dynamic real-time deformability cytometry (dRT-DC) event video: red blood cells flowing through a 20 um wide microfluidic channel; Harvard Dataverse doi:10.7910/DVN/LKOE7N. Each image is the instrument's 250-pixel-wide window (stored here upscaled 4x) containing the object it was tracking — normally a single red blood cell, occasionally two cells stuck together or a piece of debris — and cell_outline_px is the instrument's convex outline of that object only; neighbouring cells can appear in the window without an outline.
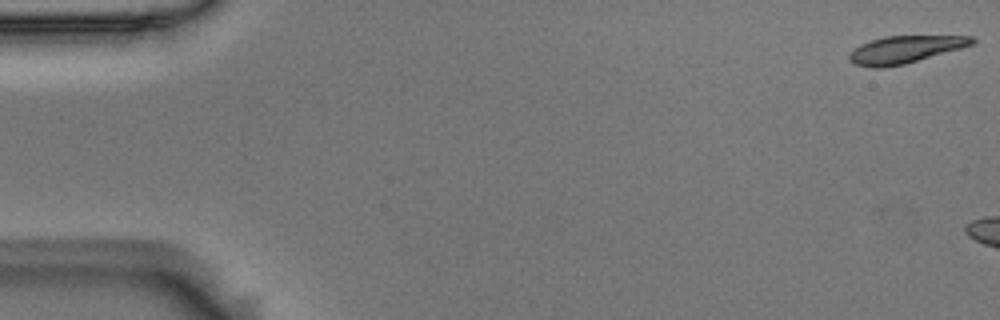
{"species": "Egyptian fruit bat (a non-hibernating species)", "species_latin": "Rousettus aegyptiacus", "temperature_condition": "room temperature", "stored_images_in_passage": 3, "camera_frame_rate_fps": 3000, "um_per_image_px": 0.085, "animal": {"sex": "male"}, "frame": {"image": 1, "passage_image": 1, "time_ms": 0.0, "image_size_px": [1000, 320], "cell_outline_px": [[976, 40], [972, 44], [960, 48], [904, 64], [884, 68], [872, 68], [852, 64], [848, 60], [848, 52], [860, 44], [884, 36], [972, 36]], "centroid_in_image_um": [76.83, 4.22], "position_along_channel_um": 8.2, "area_um2": 19.54}}